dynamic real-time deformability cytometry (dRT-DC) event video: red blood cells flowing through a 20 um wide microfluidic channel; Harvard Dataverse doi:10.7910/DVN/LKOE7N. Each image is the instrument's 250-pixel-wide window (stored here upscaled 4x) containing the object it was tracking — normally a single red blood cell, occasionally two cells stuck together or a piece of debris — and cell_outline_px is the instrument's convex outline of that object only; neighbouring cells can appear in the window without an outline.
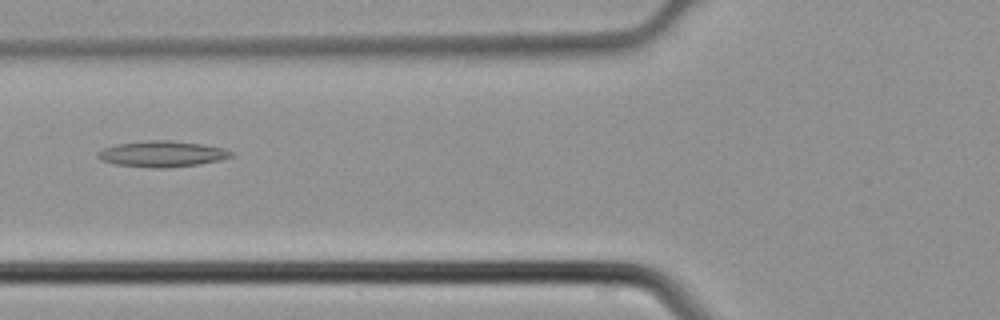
{"species": "common noctule bat (a hibernating species)", "species_latin": "Nyctalus noctula", "temperature_condition": "cold", "stored_images_in_passage": 4, "camera_frame_rate_fps": 3000, "um_per_image_px": 0.085, "animal": {"sex": "male", "body_mass_g": 21.5, "forearm_length_mm": 52.0}, "frame": {"image": 1, "passage_image": 4, "time_ms": 1.0, "image_size_px": [1000, 320], "cell_outline_px": [[236, 156], [220, 160], [196, 164], [164, 168], [152, 168], [112, 164], [100, 160], [96, 156], [96, 152], [104, 148], [116, 144], [148, 140], [168, 140], [204, 144], [224, 148], [236, 152]], "centroid_in_image_um": [13.79, 13.08], "position_along_channel_um": 112.0, "area_um2": 20.46}}